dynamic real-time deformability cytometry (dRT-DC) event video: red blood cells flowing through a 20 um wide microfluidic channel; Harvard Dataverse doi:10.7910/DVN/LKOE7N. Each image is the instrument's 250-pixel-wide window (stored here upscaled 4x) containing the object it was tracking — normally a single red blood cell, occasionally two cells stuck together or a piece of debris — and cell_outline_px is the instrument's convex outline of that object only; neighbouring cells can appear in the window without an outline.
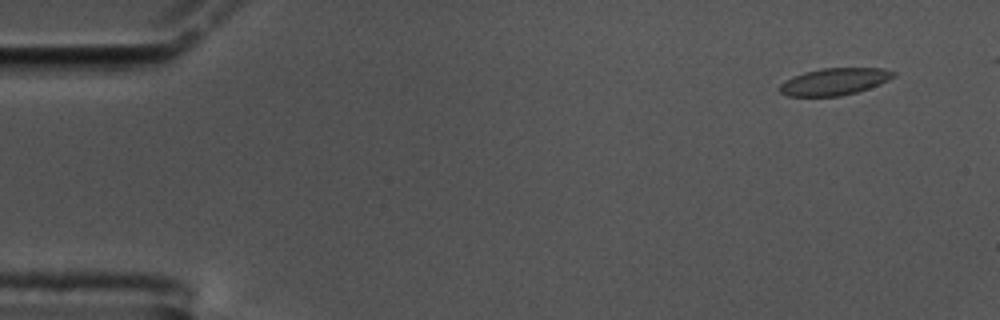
{"species": "common noctule bat (a hibernating species)", "species_latin": "Nyctalus noctula", "temperature_condition": "cold", "stored_images_in_passage": 55, "camera_frame_rate_fps": 3000, "um_per_image_px": 0.085, "animal": {"sex": "male", "body_mass_g": 17.5, "forearm_length_mm": 52.3}, "frame": {"image": 1, "passage_image": 4, "time_ms": 1.0, "image_size_px": [1000, 320], "cell_outline_px": [[896, 76], [880, 84], [856, 92], [840, 96], [788, 96], [780, 92], [780, 84], [792, 76], [804, 72], [820, 68], [884, 68], [896, 72]], "centroid_in_image_um": [70.94, 6.92], "position_along_channel_um": 14.1, "area_um2": 17.92}}
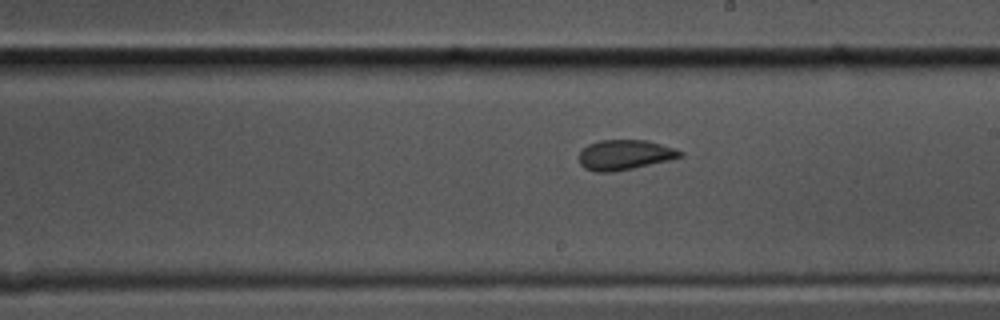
{"frame": {"image": 2, "passage_image": 33, "time_ms": 10.667, "image_size_px": [1000, 320], "cell_outline_px": [[684, 156], [668, 160], [632, 168], [612, 172], [596, 172], [584, 168], [580, 164], [580, 152], [588, 144], [600, 140], [648, 140], [684, 152]], "centroid_in_image_um": [53.09, 13.16], "position_along_channel_um": 235.9, "area_um2": 17.51}}
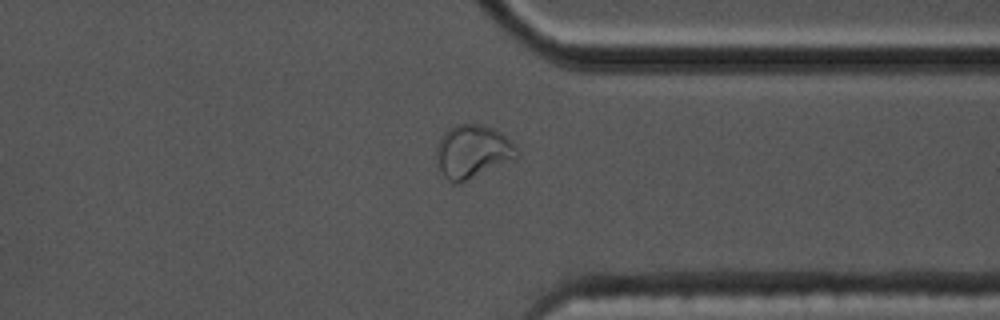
{"frame": {"image": 3, "passage_image": 45, "time_ms": 14.667, "image_size_px": [1000, 320], "cell_outline_px": [[520, 156], [456, 184], [452, 184], [440, 172], [436, 164], [436, 148], [444, 132], [448, 128], [456, 124], [484, 124], [500, 132], [520, 152]], "centroid_in_image_um": [40.12, 12.87], "position_along_channel_um": 371.3, "area_um2": 24.68}, "authors_computed_cell_mechanics": {"area_um2": 18.207, "velocity_mm_per_s": 3.4216, "shape_relaxation_time_tau1_ms": null, "shape_relaxation_time_tau2_ms": 1.2484, "deformation_change_tau1": null, "deformation_change_tau2": 0.0448}}